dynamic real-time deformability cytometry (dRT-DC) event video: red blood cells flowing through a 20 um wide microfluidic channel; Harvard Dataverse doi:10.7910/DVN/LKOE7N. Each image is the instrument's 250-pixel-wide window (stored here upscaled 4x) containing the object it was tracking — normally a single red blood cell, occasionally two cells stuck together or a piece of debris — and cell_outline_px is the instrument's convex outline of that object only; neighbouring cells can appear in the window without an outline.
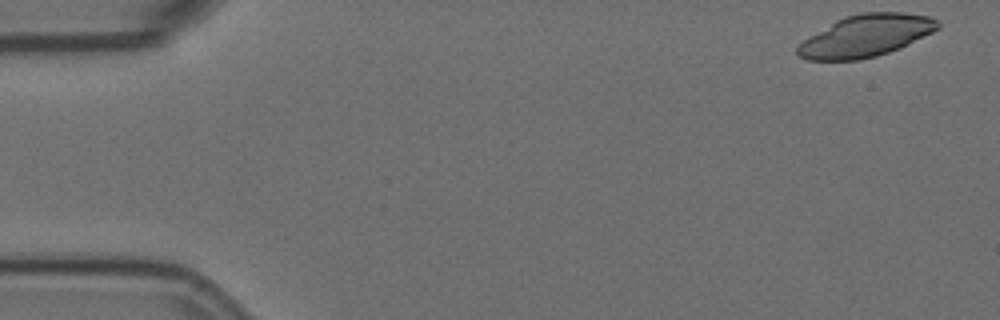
{"species": "Egyptian fruit bat (a non-hibernating species)", "species_latin": "Rousettus aegyptiacus", "temperature_condition": "room temperature", "stored_images_in_passage": 33, "camera_frame_rate_fps": 3000, "um_per_image_px": 0.085, "animal": {"sex": "female"}, "frame": {"image": 1, "passage_image": 1, "time_ms": 0.0, "image_size_px": [1000, 320], "cell_outline_px": [[940, 28], [900, 48], [876, 56], [860, 60], [808, 60], [796, 56], [796, 44], [808, 36], [836, 20], [844, 16], [860, 12], [904, 12], [928, 16], [940, 20]], "centroid_in_image_um": [73.56, 3.04], "position_along_channel_um": 11.4, "area_um2": 34.68}}
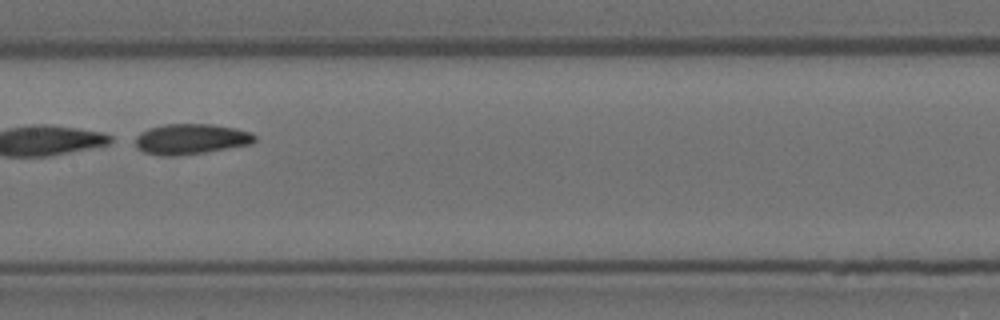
{"frame": {"image": 2, "passage_image": 27, "time_ms": 8.667, "image_size_px": [1000, 320], "cell_outline_px": [[256, 140], [252, 144], [204, 152], [176, 156], [144, 152], [136, 148], [136, 136], [140, 132], [148, 128], [164, 124], [212, 124], [236, 128], [252, 132], [256, 136]], "centroid_in_image_um": [16.25, 11.8], "position_along_channel_um": 191.1, "area_um2": 21.15}}